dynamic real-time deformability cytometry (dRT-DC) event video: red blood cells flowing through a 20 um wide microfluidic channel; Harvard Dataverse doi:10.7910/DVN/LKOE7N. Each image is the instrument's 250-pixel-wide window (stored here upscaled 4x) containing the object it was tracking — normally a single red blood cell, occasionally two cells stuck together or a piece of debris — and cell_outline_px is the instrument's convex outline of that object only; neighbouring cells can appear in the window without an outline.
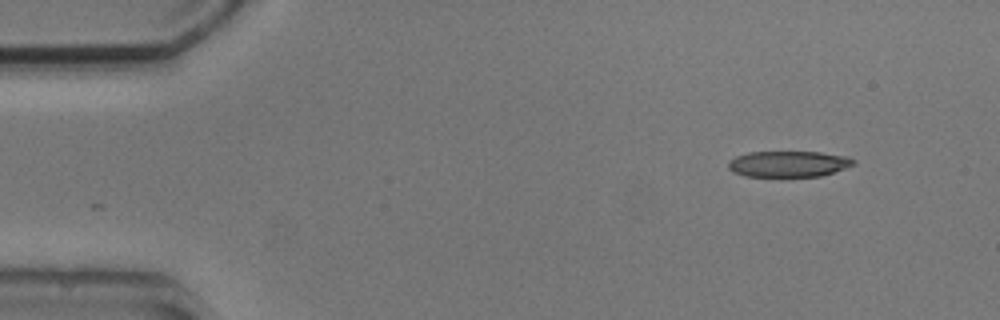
{"species": "common noctule bat (a hibernating species)", "species_latin": "Nyctalus noctula", "temperature_condition": "cold", "stored_images_in_passage": 2, "camera_frame_rate_fps": 3000, "um_per_image_px": 0.085, "animal": {"sex": "male", "body_mass_g": 20.5, "forearm_length_mm": 52.5}, "frame": {"image": 1, "passage_image": 2, "time_ms": 1.333, "image_size_px": [1000, 320], "cell_outline_px": [[856, 164], [820, 176], [744, 176], [732, 172], [728, 168], [728, 160], [736, 156], [748, 152], [820, 152], [848, 156], [856, 160]], "centroid_in_image_um": [67.0, 13.92], "position_along_channel_um": 18.0, "area_um2": 19.02}}